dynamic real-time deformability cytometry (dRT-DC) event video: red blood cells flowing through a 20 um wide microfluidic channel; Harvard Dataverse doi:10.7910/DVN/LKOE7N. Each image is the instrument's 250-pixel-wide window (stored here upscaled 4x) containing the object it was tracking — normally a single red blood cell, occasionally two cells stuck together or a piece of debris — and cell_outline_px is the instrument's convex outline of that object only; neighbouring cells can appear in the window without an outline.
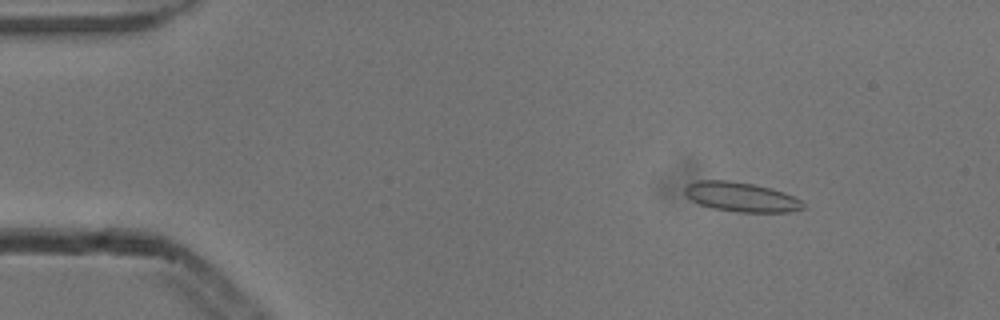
{"species": "common noctule bat (a hibernating species)", "species_latin": "Nyctalus noctula", "temperature_condition": "cold", "stored_images_in_passage": 4, "camera_frame_rate_fps": 3000, "um_per_image_px": 0.085, "animal": {"sex": "male", "body_mass_g": 13.3}, "frame": {"image": 1, "passage_image": 1, "time_ms": 0.0, "image_size_px": [1000, 320], "cell_outline_px": [[804, 208], [788, 212], [736, 212], [712, 208], [700, 204], [692, 200], [684, 192], [684, 188], [688, 184], [696, 180], [728, 180], [752, 184], [772, 188], [784, 192], [800, 200], [804, 204]], "centroid_in_image_um": [62.98, 16.74], "position_along_channel_um": 22.0, "area_um2": 20.29}}